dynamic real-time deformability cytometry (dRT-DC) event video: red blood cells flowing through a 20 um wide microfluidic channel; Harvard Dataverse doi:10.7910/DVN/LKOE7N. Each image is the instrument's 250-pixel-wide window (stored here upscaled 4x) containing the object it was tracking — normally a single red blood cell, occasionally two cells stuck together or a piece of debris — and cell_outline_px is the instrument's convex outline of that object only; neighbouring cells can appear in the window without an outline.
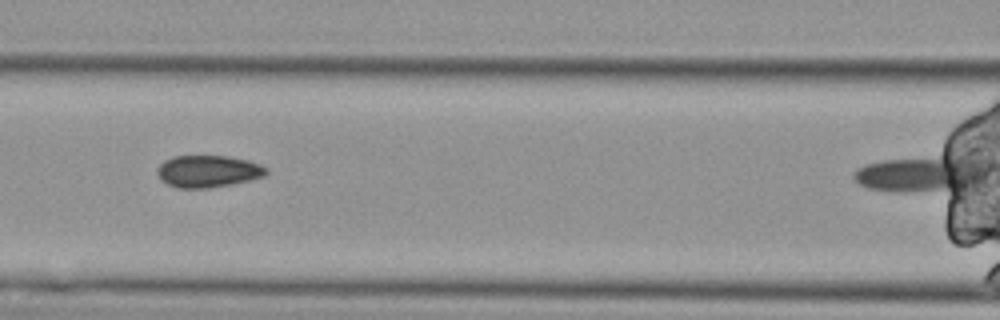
{"species": "Egyptian fruit bat (a non-hibernating species)", "species_latin": "Rousettus aegyptiacus", "temperature_condition": "cold", "stored_images_in_passage": 5, "camera_frame_rate_fps": 3000, "um_per_image_px": 0.085, "animal": {"sex": "female"}, "frame": {"image": 1, "passage_image": 4, "time_ms": 1.0, "image_size_px": [1000, 320], "cell_outline_px": [[268, 172], [264, 176], [232, 184], [208, 188], [176, 188], [160, 180], [156, 172], [156, 168], [164, 160], [172, 156], [228, 156], [248, 160], [260, 164], [268, 168]], "centroid_in_image_um": [17.65, 14.56], "position_along_channel_um": 148.9, "area_um2": 20.52}}